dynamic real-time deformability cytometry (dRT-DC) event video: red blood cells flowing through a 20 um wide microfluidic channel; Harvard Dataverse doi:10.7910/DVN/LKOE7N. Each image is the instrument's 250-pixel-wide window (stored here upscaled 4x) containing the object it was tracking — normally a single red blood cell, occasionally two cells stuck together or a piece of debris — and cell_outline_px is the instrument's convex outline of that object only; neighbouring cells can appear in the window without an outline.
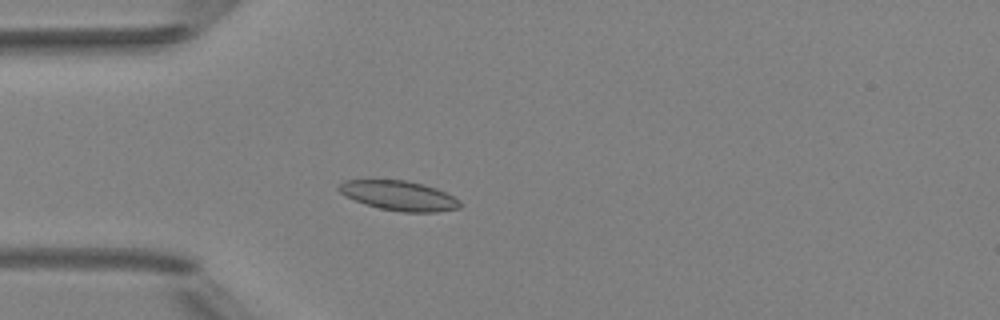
{"species": "Egyptian fruit bat (a non-hibernating species)", "species_latin": "Rousettus aegyptiacus", "temperature_condition": "room temperature", "stored_images_in_passage": 4, "camera_frame_rate_fps": 3000, "um_per_image_px": 0.085, "animal": {"sex": "female"}, "frame": {"image": 1, "passage_image": 4, "time_ms": 3.667, "image_size_px": [1000, 320], "cell_outline_px": [[460, 208], [436, 212], [400, 212], [380, 208], [364, 204], [344, 196], [336, 188], [344, 180], [404, 180], [424, 184], [436, 188], [460, 200]], "centroid_in_image_um": [33.89, 16.63], "position_along_channel_um": 51.1, "area_um2": 20.98}}